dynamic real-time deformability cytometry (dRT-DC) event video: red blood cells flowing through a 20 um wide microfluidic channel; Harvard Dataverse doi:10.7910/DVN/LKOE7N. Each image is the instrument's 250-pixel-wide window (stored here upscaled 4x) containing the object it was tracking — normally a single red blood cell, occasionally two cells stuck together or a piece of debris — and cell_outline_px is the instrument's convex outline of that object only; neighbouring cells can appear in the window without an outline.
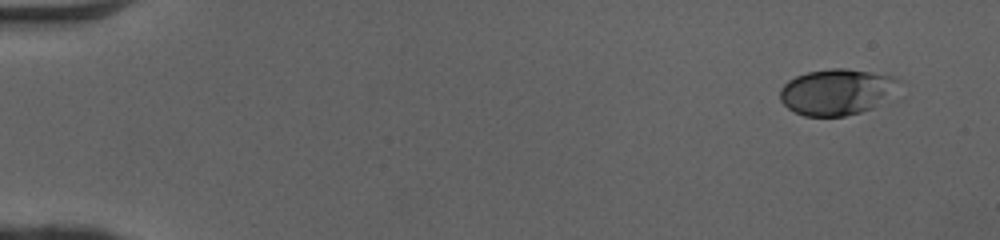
{"species": "human", "species_latin": "Homo sapiens", "temperature_condition": "cold", "stored_images_in_passage": 48, "camera_frame_rate_fps": 3000, "um_per_image_px": 0.085, "donor": {"sex": "female"}, "frame": {"image": 1, "passage_image": 1, "time_ms": 0.0, "image_size_px": [1000, 240], "cell_outline_px": [[904, 80], [900, 100], [860, 112], [844, 116], [804, 116], [788, 108], [780, 100], [780, 88], [788, 80], [796, 76], [808, 72], [832, 68], [844, 68], [892, 76]], "centroid_in_image_um": [71.34, 7.82], "position_along_channel_um": 13.7, "area_um2": 33.35}}
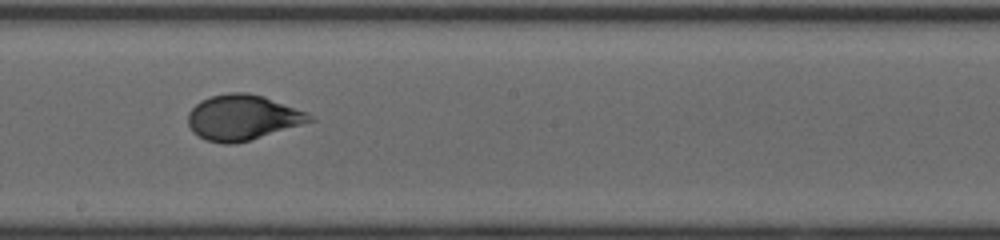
{"frame": {"image": 2, "passage_image": 27, "time_ms": 8.667, "image_size_px": [1000, 240], "cell_outline_px": [[316, 120], [248, 140], [232, 144], [224, 144], [204, 140], [192, 132], [188, 124], [188, 112], [200, 100], [212, 96], [228, 92], [248, 92], [264, 96], [308, 112]], "centroid_in_image_um": [20.6, 9.98], "position_along_channel_um": 227.6, "area_um2": 32.14}}
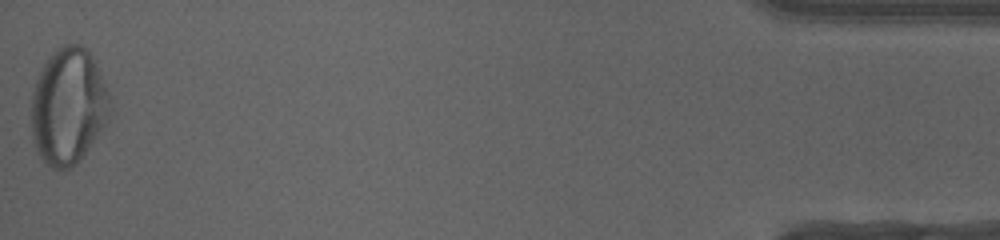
{"frame": {"image": 3, "passage_image": 48, "time_ms": 15.667, "image_size_px": [1000, 240], "cell_outline_px": [[112, 112], [108, 120], [80, 160], [76, 164], [68, 168], [52, 168], [36, 152], [32, 132], [32, 92], [36, 80], [48, 56], [56, 48], [64, 44], [80, 44], [92, 56], [112, 96]], "centroid_in_image_um": [5.83, 9.01], "position_along_channel_um": 429.4, "area_um2": 53.52}, "authors_computed_cell_mechanics": {"area_um2": 31.8189, "velocity_mm_per_s": 4.1005, "shape_relaxation_time_tau1_ms": 3.0958, "shape_relaxation_time_tau2_ms": null, "deformation_change_tau1": 0.1426, "deformation_change_tau2": null}}